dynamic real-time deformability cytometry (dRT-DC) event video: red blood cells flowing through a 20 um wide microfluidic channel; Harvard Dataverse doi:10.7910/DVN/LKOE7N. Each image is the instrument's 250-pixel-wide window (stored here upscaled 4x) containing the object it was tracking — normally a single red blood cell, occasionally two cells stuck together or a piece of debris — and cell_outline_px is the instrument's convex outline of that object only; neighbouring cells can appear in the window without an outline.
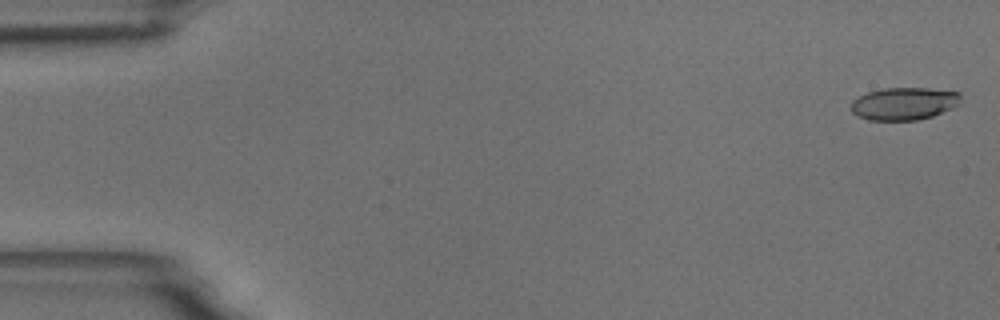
{"species": "common noctule bat (a hibernating species)", "species_latin": "Nyctalus noctula", "temperature_condition": "room temperature", "stored_images_in_passage": 55, "camera_frame_rate_fps": 3000, "um_per_image_px": 0.085, "animal": {"sex": "male", "body_mass_g": 18.8}, "frame": {"image": 1, "passage_image": 2, "time_ms": 0.333, "image_size_px": [1000, 320], "cell_outline_px": [[960, 104], [932, 116], [916, 120], [868, 120], [852, 112], [852, 100], [868, 92], [884, 88], [928, 88], [960, 92]], "centroid_in_image_um": [76.86, 8.8], "position_along_channel_um": 8.1, "area_um2": 20.63}}
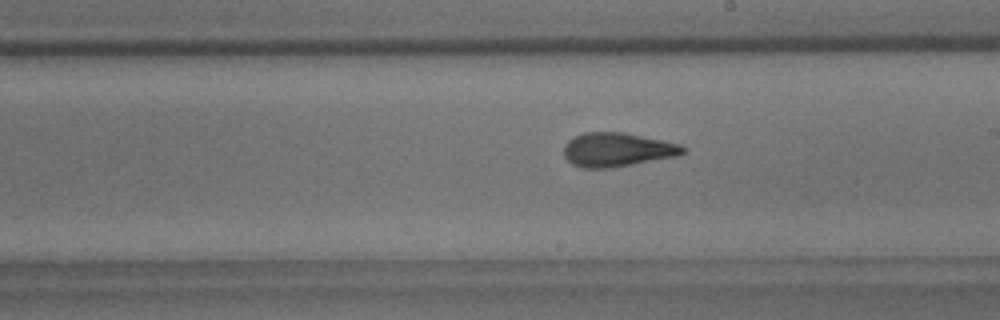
{"frame": {"image": 2, "passage_image": 34, "time_ms": 11.0, "image_size_px": [1000, 320], "cell_outline_px": [[684, 152], [676, 156], [632, 164], [608, 168], [580, 168], [572, 164], [564, 156], [564, 144], [568, 140], [584, 132], [624, 132], [664, 140], [680, 144], [684, 148]], "centroid_in_image_um": [52.43, 12.71], "position_along_channel_um": 236.6, "area_um2": 23.47}}
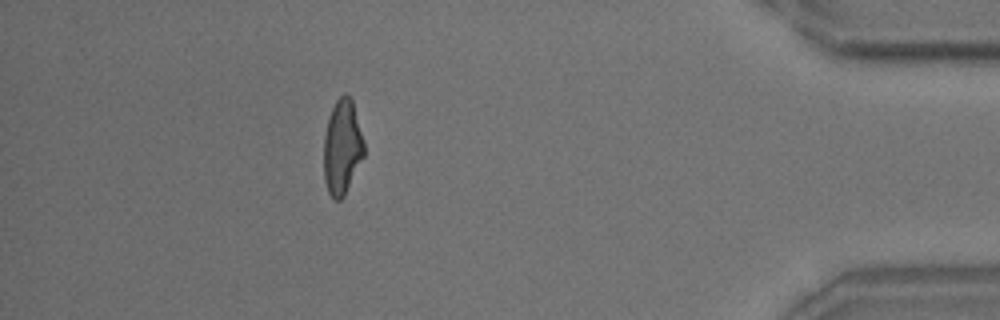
{"frame": {"image": 3, "passage_image": 53, "time_ms": 17.333, "image_size_px": [1000, 320], "cell_outline_px": [[364, 156], [344, 196], [340, 200], [332, 200], [328, 192], [324, 180], [324, 136], [328, 116], [336, 100], [340, 96], [348, 96], [352, 100], [364, 140]], "centroid_in_image_um": [29.08, 12.54], "position_along_channel_um": 406.1, "area_um2": 22.25}}